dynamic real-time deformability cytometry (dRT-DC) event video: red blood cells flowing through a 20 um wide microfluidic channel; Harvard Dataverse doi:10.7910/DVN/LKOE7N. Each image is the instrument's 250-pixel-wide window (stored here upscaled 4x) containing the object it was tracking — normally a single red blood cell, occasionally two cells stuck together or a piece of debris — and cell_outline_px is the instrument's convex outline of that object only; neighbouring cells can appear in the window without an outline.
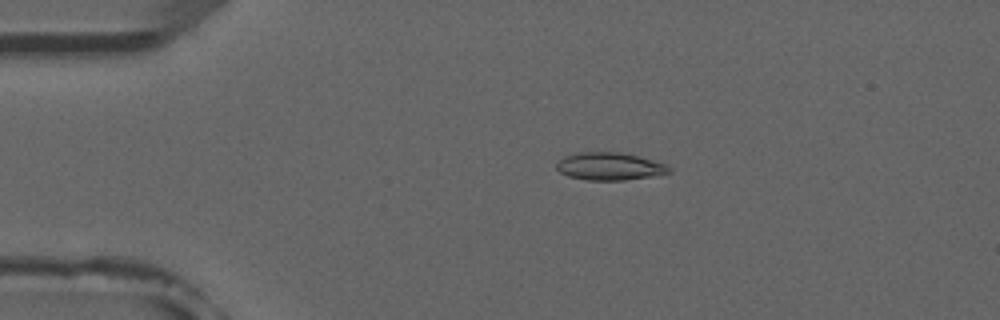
{"species": "common noctule bat (a hibernating species)", "species_latin": "Nyctalus noctula", "temperature_condition": "room temperature", "stored_images_in_passage": 4, "camera_frame_rate_fps": 3000, "um_per_image_px": 0.085, "animal": {"sex": "male", "forearm_length_mm": 52.5}, "frame": {"image": 1, "passage_image": 3, "time_ms": 2.333, "image_size_px": [1000, 320], "cell_outline_px": [[672, 172], [652, 176], [624, 180], [584, 180], [568, 176], [560, 172], [556, 168], [556, 164], [564, 156], [580, 152], [620, 152], [652, 160], [664, 164], [672, 168]], "centroid_in_image_um": [51.8, 14.14], "position_along_channel_um": 33.2, "area_um2": 18.03}}